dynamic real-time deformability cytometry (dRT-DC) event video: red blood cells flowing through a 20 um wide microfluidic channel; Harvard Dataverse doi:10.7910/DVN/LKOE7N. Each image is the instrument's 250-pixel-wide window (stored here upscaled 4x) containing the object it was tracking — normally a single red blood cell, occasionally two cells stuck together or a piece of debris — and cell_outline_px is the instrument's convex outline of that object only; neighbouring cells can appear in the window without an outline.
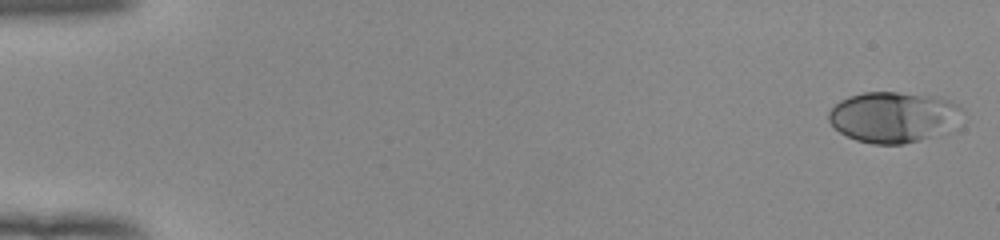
{"species": "human", "species_latin": "Homo sapiens", "temperature_condition": "room temperature", "stored_images_in_passage": 53, "camera_frame_rate_fps": 3000, "um_per_image_px": 0.085, "donor": {"sex": "female"}, "frame": {"image": 1, "passage_image": 1, "time_ms": 0.0, "image_size_px": [1000, 240], "cell_outline_px": [[960, 108], [948, 132], [920, 140], [904, 144], [872, 144], [856, 140], [840, 132], [828, 120], [828, 112], [840, 100], [848, 96], [864, 92], [896, 92], [936, 96], [960, 104]], "centroid_in_image_um": [75.89, 9.95], "position_along_channel_um": 9.1, "area_um2": 39.19}}
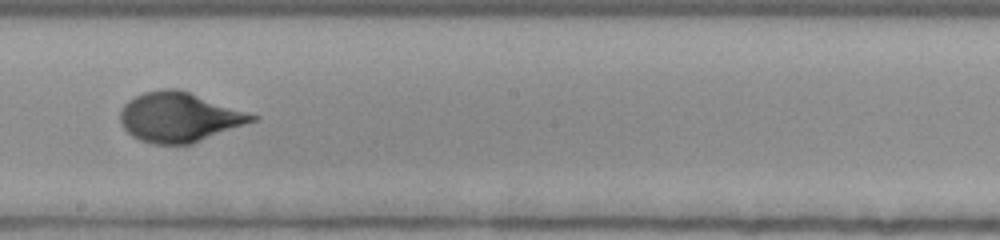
{"frame": {"image": 2, "passage_image": 31, "time_ms": 10.0, "image_size_px": [1000, 240], "cell_outline_px": [[260, 116], [256, 120], [192, 144], [152, 144], [140, 140], [132, 136], [120, 124], [120, 108], [128, 100], [144, 92], [164, 88], [176, 88]], "centroid_in_image_um": [15.2, 9.96], "position_along_channel_um": 233.0, "area_um2": 37.97}}
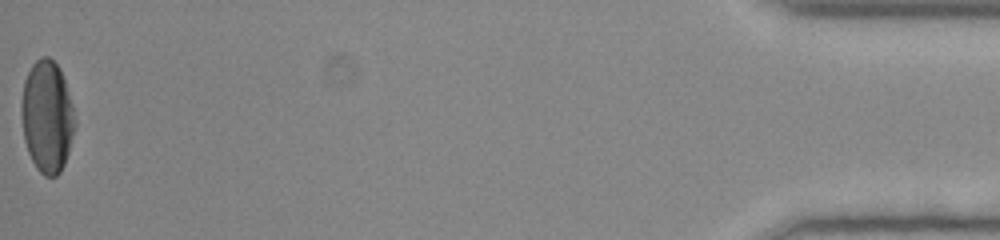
{"frame": {"image": 3, "passage_image": 53, "time_ms": 17.333, "image_size_px": [1000, 240], "cell_outline_px": [[76, 124], [68, 152], [64, 164], [60, 172], [56, 176], [44, 176], [36, 168], [28, 152], [24, 140], [20, 112], [20, 104], [24, 80], [32, 64], [40, 56], [48, 56], [60, 68], [72, 104], [76, 120]], "centroid_in_image_um": [3.98, 9.9], "position_along_channel_um": 431.2, "area_um2": 35.14}, "authors_computed_cell_mechanics": {"area_um2": 37.2232, "velocity_mm_per_s": 3.9292, "shape_relaxation_time_tau1_ms": 4.3351, "shape_relaxation_time_tau2_ms": null, "deformation_change_tau1": 0.1957, "deformation_change_tau2": null}}